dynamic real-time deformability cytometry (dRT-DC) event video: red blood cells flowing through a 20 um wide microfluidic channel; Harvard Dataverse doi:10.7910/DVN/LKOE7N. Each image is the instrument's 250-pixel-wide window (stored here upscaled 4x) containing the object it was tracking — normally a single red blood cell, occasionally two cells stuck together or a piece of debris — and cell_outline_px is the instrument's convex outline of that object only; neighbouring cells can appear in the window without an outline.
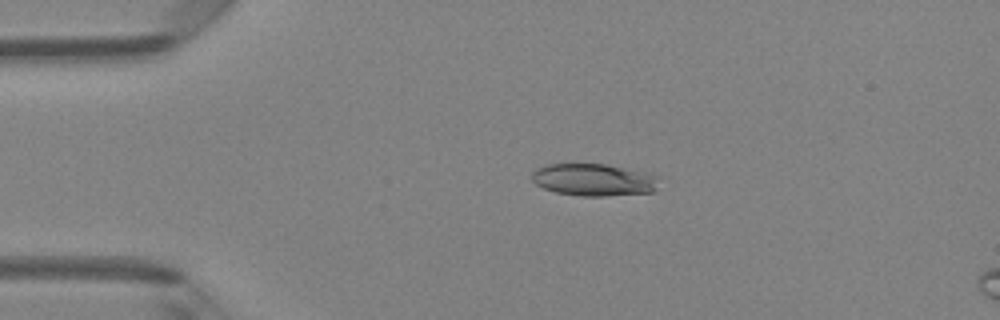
{"species": "Egyptian fruit bat (a non-hibernating species)", "species_latin": "Rousettus aegyptiacus", "temperature_condition": "room temperature", "stored_images_in_passage": 4, "camera_frame_rate_fps": 3000, "um_per_image_px": 0.085, "animal": {"sex": "female"}, "frame": {"image": 1, "passage_image": 2, "time_ms": 0.333, "image_size_px": [1000, 320], "cell_outline_px": [[656, 188], [652, 192], [604, 196], [580, 196], [556, 192], [544, 188], [536, 184], [532, 180], [532, 172], [536, 168], [544, 164], [608, 164], [644, 172], [656, 176]], "centroid_in_image_um": [50.41, 15.28], "position_along_channel_um": 34.6, "area_um2": 23.76}}